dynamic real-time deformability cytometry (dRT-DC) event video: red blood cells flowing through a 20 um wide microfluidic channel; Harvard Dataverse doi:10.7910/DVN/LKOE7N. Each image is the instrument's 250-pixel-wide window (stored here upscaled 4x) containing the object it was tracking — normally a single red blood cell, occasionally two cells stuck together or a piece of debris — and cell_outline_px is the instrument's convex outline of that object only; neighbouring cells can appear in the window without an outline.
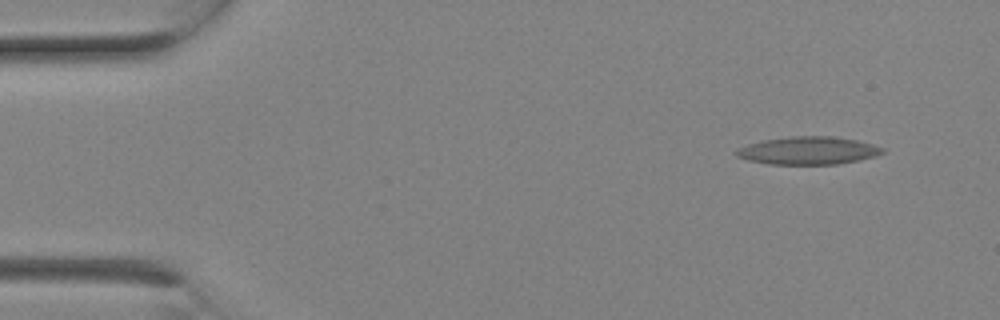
{"species": "Egyptian fruit bat (a non-hibernating species)", "species_latin": "Rousettus aegyptiacus", "temperature_condition": "room temperature", "stored_images_in_passage": 2, "camera_frame_rate_fps": 3000, "um_per_image_px": 0.085, "animal": {"sex": "female"}, "frame": {"image": 1, "passage_image": 1, "time_ms": 0.0, "image_size_px": [1000, 320], "cell_outline_px": [[884, 152], [876, 156], [860, 160], [836, 164], [768, 164], [748, 160], [736, 156], [732, 152], [736, 148], [748, 144], [764, 140], [792, 136], [832, 136], [856, 140], [872, 144], [884, 148]], "centroid_in_image_um": [68.67, 12.8], "position_along_channel_um": 16.3, "area_um2": 23.76}}